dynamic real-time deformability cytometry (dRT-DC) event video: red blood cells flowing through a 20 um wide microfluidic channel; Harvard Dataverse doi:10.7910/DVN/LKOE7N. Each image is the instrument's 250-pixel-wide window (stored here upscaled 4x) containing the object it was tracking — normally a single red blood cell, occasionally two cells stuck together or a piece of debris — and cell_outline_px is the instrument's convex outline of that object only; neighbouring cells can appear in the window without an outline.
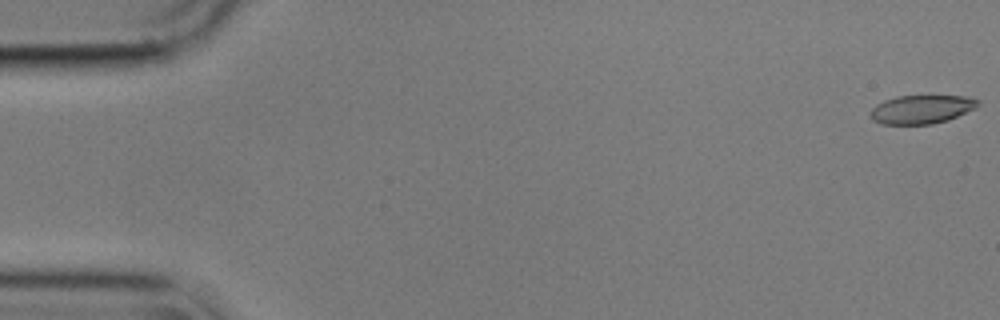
{"species": "common noctule bat (a hibernating species)", "species_latin": "Nyctalus noctula", "temperature_condition": "cold", "stored_images_in_passage": 56, "camera_frame_rate_fps": 3000, "um_per_image_px": 0.085, "animal": {"sex": "male", "body_mass_g": 17.9}, "frame": {"image": 1, "passage_image": 1, "time_ms": 0.0, "image_size_px": [1000, 320], "cell_outline_px": [[980, 104], [976, 108], [948, 120], [932, 124], [880, 124], [872, 120], [872, 108], [876, 104], [884, 100], [896, 96], [964, 96], [980, 100]], "centroid_in_image_um": [78.34, 9.29], "position_along_channel_um": 6.7, "area_um2": 17.92}}
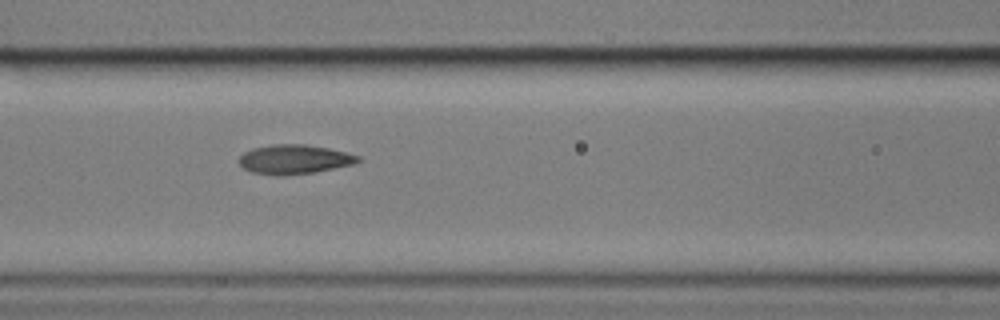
{"frame": {"image": 2, "passage_image": 24, "time_ms": 7.667, "image_size_px": [1000, 320], "cell_outline_px": [[360, 160], [356, 164], [312, 172], [284, 176], [276, 176], [252, 172], [244, 168], [236, 160], [244, 152], [252, 148], [272, 144], [304, 144], [328, 148], [360, 156]], "centroid_in_image_um": [24.98, 13.54], "position_along_channel_um": 141.6, "area_um2": 20.4}}
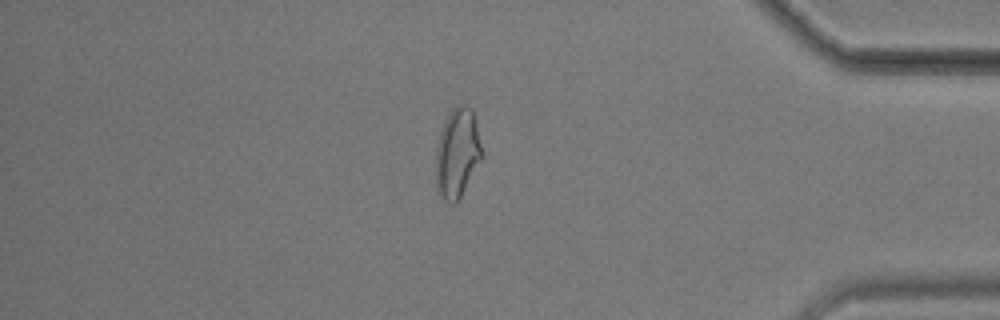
{"frame": {"image": 3, "passage_image": 48, "time_ms": 15.667, "image_size_px": [1000, 320], "cell_outline_px": [[480, 160], [456, 204], [448, 204], [436, 192], [436, 148], [440, 132], [444, 120], [452, 108], [456, 104], [468, 104], [472, 108], [476, 124], [480, 144]], "centroid_in_image_um": [38.82, 13.0], "position_along_channel_um": 396.4, "area_um2": 23.87}, "authors_computed_cell_mechanics": {"area_um2": 20.1722, "velocity_mm_per_s": 3.5755, "shape_relaxation_time_tau1_ms": 5.6099, "shape_relaxation_time_tau2_ms": 2.1847, "deformation_change_tau1": 0.1541, "deformation_change_tau2": 0.0749}}